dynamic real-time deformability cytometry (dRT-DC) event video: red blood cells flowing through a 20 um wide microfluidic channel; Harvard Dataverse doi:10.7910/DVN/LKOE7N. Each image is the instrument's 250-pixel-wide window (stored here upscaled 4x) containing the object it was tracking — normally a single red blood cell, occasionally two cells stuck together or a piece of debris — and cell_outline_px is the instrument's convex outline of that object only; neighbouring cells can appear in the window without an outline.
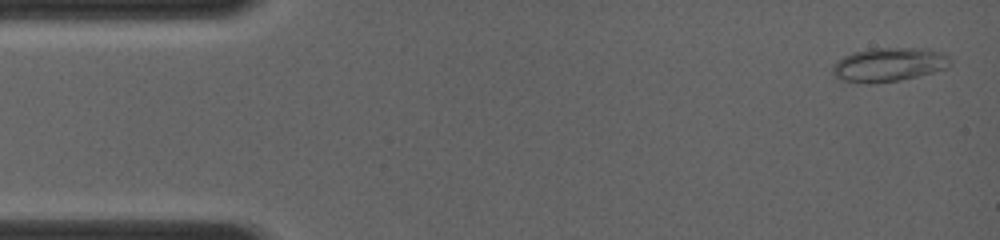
{"species": "common noctule bat (a hibernating species)", "species_latin": "Nyctalus noctula", "temperature_condition": "room temperature", "stored_images_in_passage": 85, "camera_frame_rate_fps": 4000, "um_per_image_px": 0.085, "animal": {"sex": "female", "body_mass_g": 19.0, "forearm_length_mm": 56.7}, "frame": {"image": 1, "passage_image": 2, "time_ms": 0.25, "image_size_px": [1000, 240], "cell_outline_px": [[952, 60], [948, 68], [900, 80], [872, 84], [844, 80], [832, 76], [832, 64], [844, 56], [852, 52], [872, 48], [928, 48], [944, 52]], "centroid_in_image_um": [75.56, 5.48], "position_along_channel_um": 9.4, "area_um2": 23.47}}
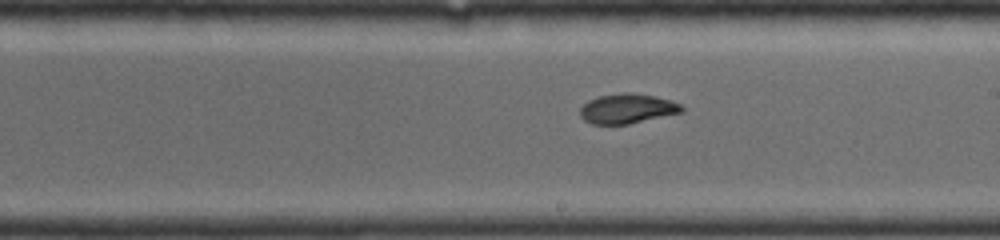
{"frame": {"image": 2, "passage_image": 44, "time_ms": 7.75, "image_size_px": [1000, 240], "cell_outline_px": [[684, 112], [628, 124], [592, 124], [584, 120], [580, 116], [580, 108], [588, 100], [600, 96], [624, 92], [632, 92], [672, 100], [680, 104], [684, 108]], "centroid_in_image_um": [53.33, 9.23], "position_along_channel_um": 235.7, "area_um2": 17.63}}
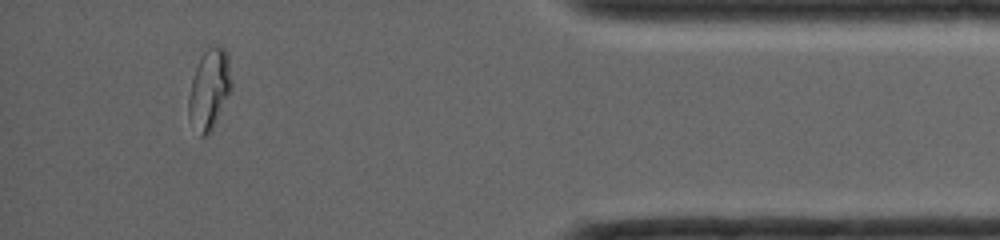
{"frame": {"image": 3, "passage_image": 80, "time_ms": 12.5, "image_size_px": [1000, 240], "cell_outline_px": [[232, 88], [208, 136], [200, 136], [188, 116], [188, 96], [192, 80], [196, 68], [208, 44], [216, 44], [224, 48], [228, 52], [232, 80]], "centroid_in_image_um": [17.81, 7.53], "position_along_channel_um": 417.4, "area_um2": 20.11}}